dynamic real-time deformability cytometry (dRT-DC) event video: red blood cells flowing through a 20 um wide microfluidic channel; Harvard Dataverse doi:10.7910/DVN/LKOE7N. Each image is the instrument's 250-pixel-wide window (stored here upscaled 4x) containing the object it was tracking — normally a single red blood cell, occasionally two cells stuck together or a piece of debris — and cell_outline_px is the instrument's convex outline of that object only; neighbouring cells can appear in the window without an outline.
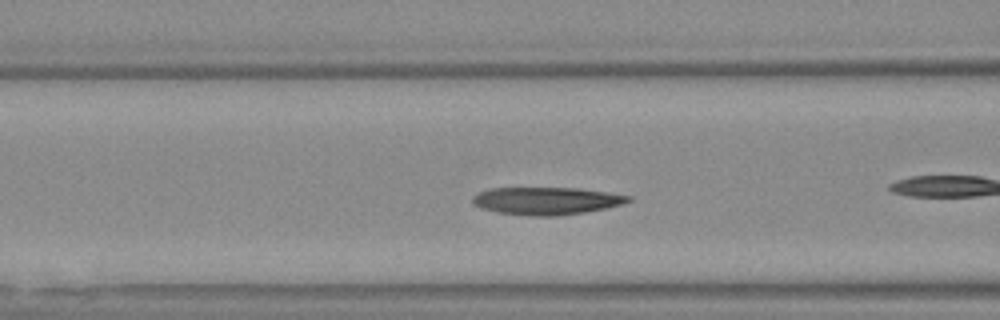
{"species": "Egyptian fruit bat (a non-hibernating species)", "species_latin": "Rousettus aegyptiacus", "temperature_condition": "warm", "stored_images_in_passage": 39, "camera_frame_rate_fps": 3000, "um_per_image_px": 0.085, "animal": {"sex": "female"}, "frame": {"image": 1, "passage_image": 16, "time_ms": 5.0, "image_size_px": [1000, 320], "cell_outline_px": [[632, 200], [620, 204], [604, 208], [584, 212], [560, 216], [524, 216], [496, 212], [480, 208], [472, 204], [472, 196], [480, 192], [492, 188], [580, 188], [632, 196]], "centroid_in_image_um": [46.4, 17.08], "position_along_channel_um": 120.2, "area_um2": 25.09}, "authors_computed_cell_mechanics": {"area_um2": 24.9696, "velocity_mm_per_s": 3.7413, "shape_relaxation_time_tau1_ms": 3.855, "shape_relaxation_time_tau2_ms": 2.5465, "deformation_change_tau1": 0.1901, "deformation_change_tau2": 0.0762}}